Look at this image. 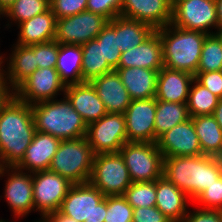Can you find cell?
<instances>
[{"label": "cell", "instance_id": "6da1fadb", "mask_svg": "<svg viewBox=\"0 0 222 222\" xmlns=\"http://www.w3.org/2000/svg\"><path fill=\"white\" fill-rule=\"evenodd\" d=\"M36 132L32 106L13 96L0 112V160L16 167Z\"/></svg>", "mask_w": 222, "mask_h": 222}, {"label": "cell", "instance_id": "7a4b0ae2", "mask_svg": "<svg viewBox=\"0 0 222 222\" xmlns=\"http://www.w3.org/2000/svg\"><path fill=\"white\" fill-rule=\"evenodd\" d=\"M163 176L193 201L222 176V160L204 154L165 157Z\"/></svg>", "mask_w": 222, "mask_h": 222}, {"label": "cell", "instance_id": "3957f363", "mask_svg": "<svg viewBox=\"0 0 222 222\" xmlns=\"http://www.w3.org/2000/svg\"><path fill=\"white\" fill-rule=\"evenodd\" d=\"M32 113L37 132H43L60 140L85 137L87 124L63 94V99L35 103Z\"/></svg>", "mask_w": 222, "mask_h": 222}, {"label": "cell", "instance_id": "277c9868", "mask_svg": "<svg viewBox=\"0 0 222 222\" xmlns=\"http://www.w3.org/2000/svg\"><path fill=\"white\" fill-rule=\"evenodd\" d=\"M162 41L164 67L195 76L202 45L208 34L169 24L155 30Z\"/></svg>", "mask_w": 222, "mask_h": 222}, {"label": "cell", "instance_id": "5b68a950", "mask_svg": "<svg viewBox=\"0 0 222 222\" xmlns=\"http://www.w3.org/2000/svg\"><path fill=\"white\" fill-rule=\"evenodd\" d=\"M94 153L85 137L61 140L49 171L67 178L72 184L89 182Z\"/></svg>", "mask_w": 222, "mask_h": 222}, {"label": "cell", "instance_id": "8992f818", "mask_svg": "<svg viewBox=\"0 0 222 222\" xmlns=\"http://www.w3.org/2000/svg\"><path fill=\"white\" fill-rule=\"evenodd\" d=\"M58 211L78 222H104L107 196L90 182L72 184Z\"/></svg>", "mask_w": 222, "mask_h": 222}, {"label": "cell", "instance_id": "52a82bcc", "mask_svg": "<svg viewBox=\"0 0 222 222\" xmlns=\"http://www.w3.org/2000/svg\"><path fill=\"white\" fill-rule=\"evenodd\" d=\"M89 182L105 196L124 195L133 183L120 152L94 155Z\"/></svg>", "mask_w": 222, "mask_h": 222}, {"label": "cell", "instance_id": "ba28073f", "mask_svg": "<svg viewBox=\"0 0 222 222\" xmlns=\"http://www.w3.org/2000/svg\"><path fill=\"white\" fill-rule=\"evenodd\" d=\"M119 152L132 182L154 181L163 175V156L157 143L126 142Z\"/></svg>", "mask_w": 222, "mask_h": 222}, {"label": "cell", "instance_id": "9c48e42d", "mask_svg": "<svg viewBox=\"0 0 222 222\" xmlns=\"http://www.w3.org/2000/svg\"><path fill=\"white\" fill-rule=\"evenodd\" d=\"M171 24L206 34H215L210 28L219 29L215 0H171Z\"/></svg>", "mask_w": 222, "mask_h": 222}, {"label": "cell", "instance_id": "30bf717a", "mask_svg": "<svg viewBox=\"0 0 222 222\" xmlns=\"http://www.w3.org/2000/svg\"><path fill=\"white\" fill-rule=\"evenodd\" d=\"M86 138L94 155L119 152L128 142L124 114L107 113L89 124Z\"/></svg>", "mask_w": 222, "mask_h": 222}, {"label": "cell", "instance_id": "8fae6325", "mask_svg": "<svg viewBox=\"0 0 222 222\" xmlns=\"http://www.w3.org/2000/svg\"><path fill=\"white\" fill-rule=\"evenodd\" d=\"M109 21L108 18L89 11L57 19L54 40L59 44L82 45L96 39Z\"/></svg>", "mask_w": 222, "mask_h": 222}, {"label": "cell", "instance_id": "7c38bea8", "mask_svg": "<svg viewBox=\"0 0 222 222\" xmlns=\"http://www.w3.org/2000/svg\"><path fill=\"white\" fill-rule=\"evenodd\" d=\"M35 212L49 215L59 210L72 183L58 173L49 170L32 173Z\"/></svg>", "mask_w": 222, "mask_h": 222}, {"label": "cell", "instance_id": "4fadbf2b", "mask_svg": "<svg viewBox=\"0 0 222 222\" xmlns=\"http://www.w3.org/2000/svg\"><path fill=\"white\" fill-rule=\"evenodd\" d=\"M66 86L56 68H37L15 91L14 96L29 105L53 100Z\"/></svg>", "mask_w": 222, "mask_h": 222}, {"label": "cell", "instance_id": "5bb4252c", "mask_svg": "<svg viewBox=\"0 0 222 222\" xmlns=\"http://www.w3.org/2000/svg\"><path fill=\"white\" fill-rule=\"evenodd\" d=\"M11 172V173H10ZM8 173V175L6 174ZM6 174L8 179L4 188V198L14 216L22 218L35 211L33 201L32 173L24 172L16 167H3L0 177Z\"/></svg>", "mask_w": 222, "mask_h": 222}, {"label": "cell", "instance_id": "9a60e30c", "mask_svg": "<svg viewBox=\"0 0 222 222\" xmlns=\"http://www.w3.org/2000/svg\"><path fill=\"white\" fill-rule=\"evenodd\" d=\"M156 99L131 100L124 112L128 142L155 143Z\"/></svg>", "mask_w": 222, "mask_h": 222}, {"label": "cell", "instance_id": "2e32d148", "mask_svg": "<svg viewBox=\"0 0 222 222\" xmlns=\"http://www.w3.org/2000/svg\"><path fill=\"white\" fill-rule=\"evenodd\" d=\"M156 143L163 158L171 156H199L202 154L200 141L192 118L166 131L158 138Z\"/></svg>", "mask_w": 222, "mask_h": 222}, {"label": "cell", "instance_id": "e0dca14e", "mask_svg": "<svg viewBox=\"0 0 222 222\" xmlns=\"http://www.w3.org/2000/svg\"><path fill=\"white\" fill-rule=\"evenodd\" d=\"M172 7L171 0H123L120 16L157 30L171 24Z\"/></svg>", "mask_w": 222, "mask_h": 222}, {"label": "cell", "instance_id": "ac0fdd59", "mask_svg": "<svg viewBox=\"0 0 222 222\" xmlns=\"http://www.w3.org/2000/svg\"><path fill=\"white\" fill-rule=\"evenodd\" d=\"M64 95L83 118L87 126L108 113L104 103L90 82L68 85Z\"/></svg>", "mask_w": 222, "mask_h": 222}, {"label": "cell", "instance_id": "d6986e66", "mask_svg": "<svg viewBox=\"0 0 222 222\" xmlns=\"http://www.w3.org/2000/svg\"><path fill=\"white\" fill-rule=\"evenodd\" d=\"M60 142V139L50 134L36 131L23 160L16 168L28 173L48 170Z\"/></svg>", "mask_w": 222, "mask_h": 222}, {"label": "cell", "instance_id": "ffe728a7", "mask_svg": "<svg viewBox=\"0 0 222 222\" xmlns=\"http://www.w3.org/2000/svg\"><path fill=\"white\" fill-rule=\"evenodd\" d=\"M141 67L159 71L164 67L163 45L155 31L142 44L121 53L118 68Z\"/></svg>", "mask_w": 222, "mask_h": 222}, {"label": "cell", "instance_id": "44dd1931", "mask_svg": "<svg viewBox=\"0 0 222 222\" xmlns=\"http://www.w3.org/2000/svg\"><path fill=\"white\" fill-rule=\"evenodd\" d=\"M108 113L124 114L131 103L127 89L116 70L90 81Z\"/></svg>", "mask_w": 222, "mask_h": 222}, {"label": "cell", "instance_id": "7402d4cb", "mask_svg": "<svg viewBox=\"0 0 222 222\" xmlns=\"http://www.w3.org/2000/svg\"><path fill=\"white\" fill-rule=\"evenodd\" d=\"M194 76L190 73L163 67L157 76L155 99L163 102L187 103Z\"/></svg>", "mask_w": 222, "mask_h": 222}, {"label": "cell", "instance_id": "603a6c76", "mask_svg": "<svg viewBox=\"0 0 222 222\" xmlns=\"http://www.w3.org/2000/svg\"><path fill=\"white\" fill-rule=\"evenodd\" d=\"M190 197L163 175L156 180V207L172 222H182Z\"/></svg>", "mask_w": 222, "mask_h": 222}, {"label": "cell", "instance_id": "cb8c5ba5", "mask_svg": "<svg viewBox=\"0 0 222 222\" xmlns=\"http://www.w3.org/2000/svg\"><path fill=\"white\" fill-rule=\"evenodd\" d=\"M56 17L51 8L18 24L17 43L22 46L47 43L55 39Z\"/></svg>", "mask_w": 222, "mask_h": 222}, {"label": "cell", "instance_id": "d4e9b609", "mask_svg": "<svg viewBox=\"0 0 222 222\" xmlns=\"http://www.w3.org/2000/svg\"><path fill=\"white\" fill-rule=\"evenodd\" d=\"M12 48L9 58H6L7 69L5 71L4 65L1 64L0 72L10 88L15 91L38 68V64L29 46L15 44Z\"/></svg>", "mask_w": 222, "mask_h": 222}, {"label": "cell", "instance_id": "484cf974", "mask_svg": "<svg viewBox=\"0 0 222 222\" xmlns=\"http://www.w3.org/2000/svg\"><path fill=\"white\" fill-rule=\"evenodd\" d=\"M116 71L131 100L155 98L159 71L141 67L117 68Z\"/></svg>", "mask_w": 222, "mask_h": 222}, {"label": "cell", "instance_id": "4316f807", "mask_svg": "<svg viewBox=\"0 0 222 222\" xmlns=\"http://www.w3.org/2000/svg\"><path fill=\"white\" fill-rule=\"evenodd\" d=\"M117 34L118 47L125 52L142 44L155 30L140 21L117 16L108 23Z\"/></svg>", "mask_w": 222, "mask_h": 222}, {"label": "cell", "instance_id": "83f0119b", "mask_svg": "<svg viewBox=\"0 0 222 222\" xmlns=\"http://www.w3.org/2000/svg\"><path fill=\"white\" fill-rule=\"evenodd\" d=\"M56 70L65 86L82 83L81 45L59 44Z\"/></svg>", "mask_w": 222, "mask_h": 222}, {"label": "cell", "instance_id": "f1b7e54d", "mask_svg": "<svg viewBox=\"0 0 222 222\" xmlns=\"http://www.w3.org/2000/svg\"><path fill=\"white\" fill-rule=\"evenodd\" d=\"M200 141L202 154L222 156V129L213 115L191 117Z\"/></svg>", "mask_w": 222, "mask_h": 222}, {"label": "cell", "instance_id": "f546056e", "mask_svg": "<svg viewBox=\"0 0 222 222\" xmlns=\"http://www.w3.org/2000/svg\"><path fill=\"white\" fill-rule=\"evenodd\" d=\"M190 118L187 103L156 100L155 143L166 131Z\"/></svg>", "mask_w": 222, "mask_h": 222}, {"label": "cell", "instance_id": "4dcf8cb0", "mask_svg": "<svg viewBox=\"0 0 222 222\" xmlns=\"http://www.w3.org/2000/svg\"><path fill=\"white\" fill-rule=\"evenodd\" d=\"M82 48V83L90 82L96 77L114 71V69L103 60L102 43L92 39L81 45Z\"/></svg>", "mask_w": 222, "mask_h": 222}, {"label": "cell", "instance_id": "1f68e13d", "mask_svg": "<svg viewBox=\"0 0 222 222\" xmlns=\"http://www.w3.org/2000/svg\"><path fill=\"white\" fill-rule=\"evenodd\" d=\"M219 98L207 88L199 84L195 79L192 81L187 107L190 117L199 115H213Z\"/></svg>", "mask_w": 222, "mask_h": 222}, {"label": "cell", "instance_id": "d6a6232c", "mask_svg": "<svg viewBox=\"0 0 222 222\" xmlns=\"http://www.w3.org/2000/svg\"><path fill=\"white\" fill-rule=\"evenodd\" d=\"M222 68V41L215 34H208L202 45L197 72L221 71Z\"/></svg>", "mask_w": 222, "mask_h": 222}, {"label": "cell", "instance_id": "836d02e7", "mask_svg": "<svg viewBox=\"0 0 222 222\" xmlns=\"http://www.w3.org/2000/svg\"><path fill=\"white\" fill-rule=\"evenodd\" d=\"M50 8V0H16L5 12L4 17L14 24L46 12ZM13 21V22H12Z\"/></svg>", "mask_w": 222, "mask_h": 222}, {"label": "cell", "instance_id": "e575fe53", "mask_svg": "<svg viewBox=\"0 0 222 222\" xmlns=\"http://www.w3.org/2000/svg\"><path fill=\"white\" fill-rule=\"evenodd\" d=\"M127 202L135 208L156 206V180L149 182H133L123 195Z\"/></svg>", "mask_w": 222, "mask_h": 222}, {"label": "cell", "instance_id": "d590c367", "mask_svg": "<svg viewBox=\"0 0 222 222\" xmlns=\"http://www.w3.org/2000/svg\"><path fill=\"white\" fill-rule=\"evenodd\" d=\"M96 39L102 43L103 60L116 70L118 68L121 50L118 47L117 34L115 30L107 24L101 32L97 35Z\"/></svg>", "mask_w": 222, "mask_h": 222}, {"label": "cell", "instance_id": "8d00e7d4", "mask_svg": "<svg viewBox=\"0 0 222 222\" xmlns=\"http://www.w3.org/2000/svg\"><path fill=\"white\" fill-rule=\"evenodd\" d=\"M133 207L123 195L107 196L104 222H132Z\"/></svg>", "mask_w": 222, "mask_h": 222}, {"label": "cell", "instance_id": "74e56055", "mask_svg": "<svg viewBox=\"0 0 222 222\" xmlns=\"http://www.w3.org/2000/svg\"><path fill=\"white\" fill-rule=\"evenodd\" d=\"M34 54L38 68H56L59 43L55 40L29 46Z\"/></svg>", "mask_w": 222, "mask_h": 222}, {"label": "cell", "instance_id": "f35d334b", "mask_svg": "<svg viewBox=\"0 0 222 222\" xmlns=\"http://www.w3.org/2000/svg\"><path fill=\"white\" fill-rule=\"evenodd\" d=\"M194 203L199 204L202 209L222 211V176L202 191L193 200Z\"/></svg>", "mask_w": 222, "mask_h": 222}, {"label": "cell", "instance_id": "ab89813d", "mask_svg": "<svg viewBox=\"0 0 222 222\" xmlns=\"http://www.w3.org/2000/svg\"><path fill=\"white\" fill-rule=\"evenodd\" d=\"M88 0H50V8L56 19L86 11Z\"/></svg>", "mask_w": 222, "mask_h": 222}, {"label": "cell", "instance_id": "60d3db41", "mask_svg": "<svg viewBox=\"0 0 222 222\" xmlns=\"http://www.w3.org/2000/svg\"><path fill=\"white\" fill-rule=\"evenodd\" d=\"M123 0H88L86 11L100 14L109 20L120 16Z\"/></svg>", "mask_w": 222, "mask_h": 222}, {"label": "cell", "instance_id": "b9f144b4", "mask_svg": "<svg viewBox=\"0 0 222 222\" xmlns=\"http://www.w3.org/2000/svg\"><path fill=\"white\" fill-rule=\"evenodd\" d=\"M194 79L207 88L211 93L222 98V73L221 71L197 72Z\"/></svg>", "mask_w": 222, "mask_h": 222}, {"label": "cell", "instance_id": "7bdbcfd3", "mask_svg": "<svg viewBox=\"0 0 222 222\" xmlns=\"http://www.w3.org/2000/svg\"><path fill=\"white\" fill-rule=\"evenodd\" d=\"M132 222H172L156 206L133 209Z\"/></svg>", "mask_w": 222, "mask_h": 222}, {"label": "cell", "instance_id": "ee69618b", "mask_svg": "<svg viewBox=\"0 0 222 222\" xmlns=\"http://www.w3.org/2000/svg\"><path fill=\"white\" fill-rule=\"evenodd\" d=\"M192 211L187 212L182 222H222L221 210L196 208Z\"/></svg>", "mask_w": 222, "mask_h": 222}, {"label": "cell", "instance_id": "f6af8a7d", "mask_svg": "<svg viewBox=\"0 0 222 222\" xmlns=\"http://www.w3.org/2000/svg\"><path fill=\"white\" fill-rule=\"evenodd\" d=\"M13 96L14 91L10 88L3 74L0 72V112Z\"/></svg>", "mask_w": 222, "mask_h": 222}, {"label": "cell", "instance_id": "bcb514c9", "mask_svg": "<svg viewBox=\"0 0 222 222\" xmlns=\"http://www.w3.org/2000/svg\"><path fill=\"white\" fill-rule=\"evenodd\" d=\"M54 222H78L75 219L60 213L59 211L50 213L48 215Z\"/></svg>", "mask_w": 222, "mask_h": 222}, {"label": "cell", "instance_id": "7dc6e473", "mask_svg": "<svg viewBox=\"0 0 222 222\" xmlns=\"http://www.w3.org/2000/svg\"><path fill=\"white\" fill-rule=\"evenodd\" d=\"M213 116L216 119V122L219 124L220 128L222 129V98L219 99L217 106L214 110Z\"/></svg>", "mask_w": 222, "mask_h": 222}, {"label": "cell", "instance_id": "c3c4849f", "mask_svg": "<svg viewBox=\"0 0 222 222\" xmlns=\"http://www.w3.org/2000/svg\"><path fill=\"white\" fill-rule=\"evenodd\" d=\"M219 29H222V0H215Z\"/></svg>", "mask_w": 222, "mask_h": 222}, {"label": "cell", "instance_id": "681fc988", "mask_svg": "<svg viewBox=\"0 0 222 222\" xmlns=\"http://www.w3.org/2000/svg\"><path fill=\"white\" fill-rule=\"evenodd\" d=\"M16 0H0V12H5Z\"/></svg>", "mask_w": 222, "mask_h": 222}, {"label": "cell", "instance_id": "f907efd6", "mask_svg": "<svg viewBox=\"0 0 222 222\" xmlns=\"http://www.w3.org/2000/svg\"><path fill=\"white\" fill-rule=\"evenodd\" d=\"M42 220L36 222H54L48 215H40ZM35 222V221H34Z\"/></svg>", "mask_w": 222, "mask_h": 222}, {"label": "cell", "instance_id": "816d5d0a", "mask_svg": "<svg viewBox=\"0 0 222 222\" xmlns=\"http://www.w3.org/2000/svg\"><path fill=\"white\" fill-rule=\"evenodd\" d=\"M216 34L220 37L222 41V29H218V31H216Z\"/></svg>", "mask_w": 222, "mask_h": 222}, {"label": "cell", "instance_id": "f5cc1de1", "mask_svg": "<svg viewBox=\"0 0 222 222\" xmlns=\"http://www.w3.org/2000/svg\"><path fill=\"white\" fill-rule=\"evenodd\" d=\"M4 57H5L4 55L3 56L0 55V67H1V64H3L5 62V60H6Z\"/></svg>", "mask_w": 222, "mask_h": 222}, {"label": "cell", "instance_id": "db71d44e", "mask_svg": "<svg viewBox=\"0 0 222 222\" xmlns=\"http://www.w3.org/2000/svg\"><path fill=\"white\" fill-rule=\"evenodd\" d=\"M2 169H3V165H2V162L0 160V172H1Z\"/></svg>", "mask_w": 222, "mask_h": 222}, {"label": "cell", "instance_id": "11a10c76", "mask_svg": "<svg viewBox=\"0 0 222 222\" xmlns=\"http://www.w3.org/2000/svg\"><path fill=\"white\" fill-rule=\"evenodd\" d=\"M1 15H2V17L4 16V13L3 12H0V18H1Z\"/></svg>", "mask_w": 222, "mask_h": 222}, {"label": "cell", "instance_id": "9f6ffc18", "mask_svg": "<svg viewBox=\"0 0 222 222\" xmlns=\"http://www.w3.org/2000/svg\"><path fill=\"white\" fill-rule=\"evenodd\" d=\"M0 222H9V221H5L4 219L3 220L0 219Z\"/></svg>", "mask_w": 222, "mask_h": 222}]
</instances>
